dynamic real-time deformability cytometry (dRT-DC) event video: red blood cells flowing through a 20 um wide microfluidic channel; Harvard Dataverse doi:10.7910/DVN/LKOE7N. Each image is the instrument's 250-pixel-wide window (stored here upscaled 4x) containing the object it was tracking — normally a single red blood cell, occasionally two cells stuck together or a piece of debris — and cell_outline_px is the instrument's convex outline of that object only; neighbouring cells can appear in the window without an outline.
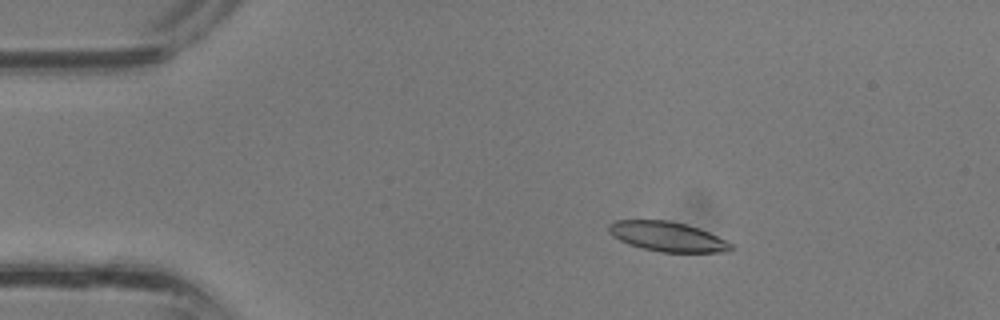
{"species": "common noctule bat (a hibernating species)", "species_latin": "Nyctalus noctula", "temperature_condition": "room temperature", "stored_images_in_passage": 37, "camera_frame_rate_fps": 3000, "um_per_image_px": 0.085, "animal": {"sex": "male", "body_mass_g": 13.3}, "frame": {"image": 1, "passage_image": 7, "time_ms": 2.0, "image_size_px": [1000, 320], "cell_outline_px": [[736, 248], [732, 252], [660, 252], [628, 244], [612, 236], [608, 232], [608, 224], [616, 220], [668, 220], [688, 224], [700, 228], [732, 244]], "centroid_in_image_um": [56.75, 20.11], "position_along_channel_um": 28.3, "area_um2": 21.33}}
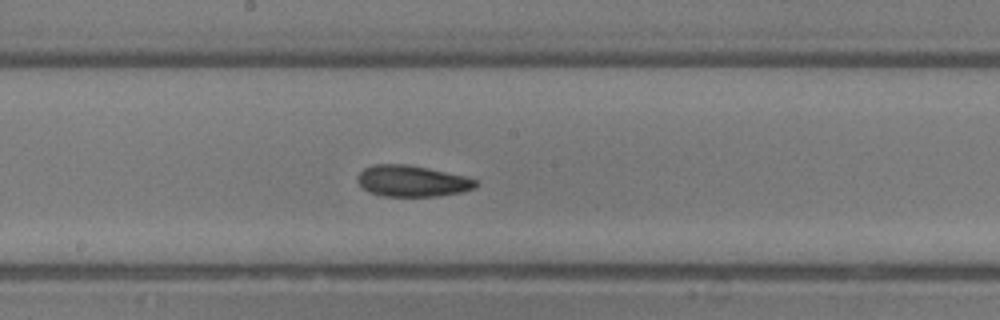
{"frame": {"image": 2, "passage_image": 20, "time_ms": 6.333, "image_size_px": [1000, 320], "cell_outline_px": [[476, 188], [460, 192], [440, 196], [380, 196], [368, 192], [356, 180], [356, 176], [364, 168], [372, 164], [408, 164], [428, 168], [464, 176], [476, 180]], "centroid_in_image_um": [34.98, 15.39], "position_along_channel_um": 213.2, "area_um2": 21.56}}
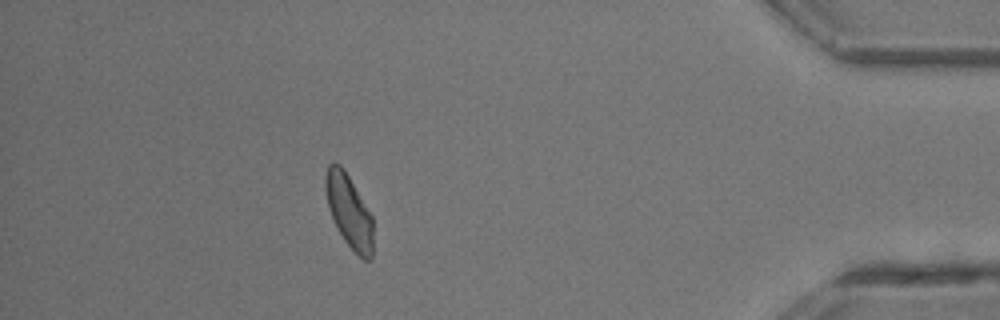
{"frame": {"image": 3, "passage_image": 33, "time_ms": 10.667, "image_size_px": [1000, 320], "cell_outline_px": [[372, 260], [364, 260], [344, 240], [328, 208], [324, 188], [324, 176], [328, 164], [332, 160], [340, 164], [348, 176], [372, 216]], "centroid_in_image_um": [29.63, 17.9], "position_along_channel_um": 405.6, "area_um2": 20.0}}